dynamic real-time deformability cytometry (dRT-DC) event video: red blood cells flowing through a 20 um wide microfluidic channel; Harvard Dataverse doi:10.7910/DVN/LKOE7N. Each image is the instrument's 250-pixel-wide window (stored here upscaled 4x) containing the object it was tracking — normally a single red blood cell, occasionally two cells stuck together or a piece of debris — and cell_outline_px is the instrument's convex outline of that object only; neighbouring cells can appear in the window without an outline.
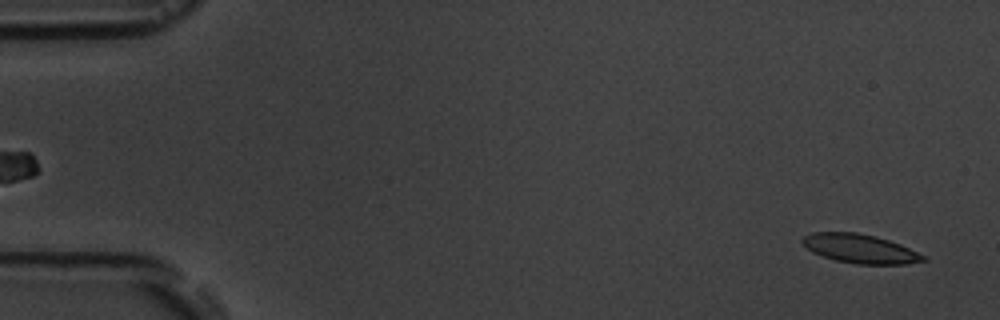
{"species": "common noctule bat (a hibernating species)", "species_latin": "Nyctalus noctula", "temperature_condition": "room temperature", "stored_images_in_passage": 6, "segment_of_instrument_passage": [2, 2], "camera_frame_rate_fps": 3000, "um_per_image_px": 0.085, "animal": {"sex": "male", "body_mass_g": 19.5, "forearm_length_mm": 54.6}, "frame": {"image": 1, "passage_image": 6, "time_ms": 5.667, "image_size_px": [1000, 320], "cell_outline_px": [[928, 260], [904, 264], [856, 264], [836, 260], [812, 252], [800, 240], [804, 236], [812, 232], [856, 232], [876, 236], [900, 244], [924, 256]], "centroid_in_image_um": [73.09, 21.13], "position_along_channel_um": 11.9, "area_um2": 20.17}}